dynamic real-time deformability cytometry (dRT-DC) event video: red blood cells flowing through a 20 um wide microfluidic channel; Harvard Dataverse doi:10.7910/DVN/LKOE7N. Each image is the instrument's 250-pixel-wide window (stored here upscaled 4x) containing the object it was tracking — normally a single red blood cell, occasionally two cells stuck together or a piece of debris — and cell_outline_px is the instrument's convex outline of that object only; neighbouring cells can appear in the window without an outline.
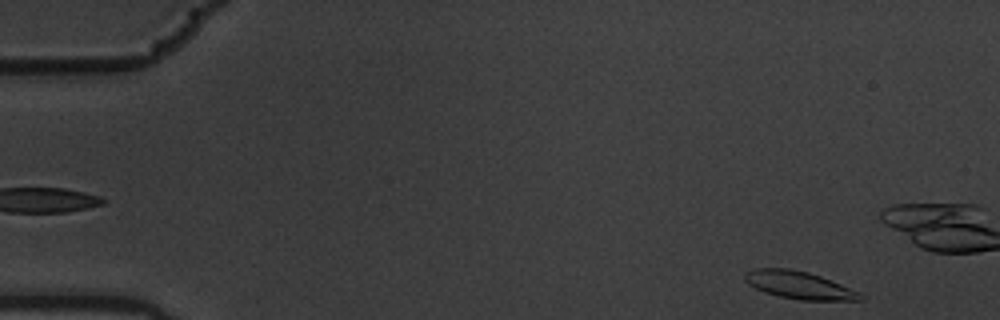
{"species": "common noctule bat (a hibernating species)", "species_latin": "Nyctalus noctula", "temperature_condition": "warm", "stored_images_in_passage": 4, "camera_frame_rate_fps": 3000, "um_per_image_px": 0.085, "animal": {"sex": "male", "body_mass_g": 19.5, "forearm_length_mm": 54.6}, "frame": {"image": 1, "passage_image": 4, "time_ms": 1.0, "image_size_px": [1000, 320], "cell_outline_px": [[864, 300], [800, 300], [780, 296], [764, 292], [748, 284], [744, 280], [744, 272], [756, 268], [788, 268], [808, 272], [820, 276], [860, 292], [864, 296]], "centroid_in_image_um": [67.9, 24.23], "position_along_channel_um": 17.1, "area_um2": 18.5}}